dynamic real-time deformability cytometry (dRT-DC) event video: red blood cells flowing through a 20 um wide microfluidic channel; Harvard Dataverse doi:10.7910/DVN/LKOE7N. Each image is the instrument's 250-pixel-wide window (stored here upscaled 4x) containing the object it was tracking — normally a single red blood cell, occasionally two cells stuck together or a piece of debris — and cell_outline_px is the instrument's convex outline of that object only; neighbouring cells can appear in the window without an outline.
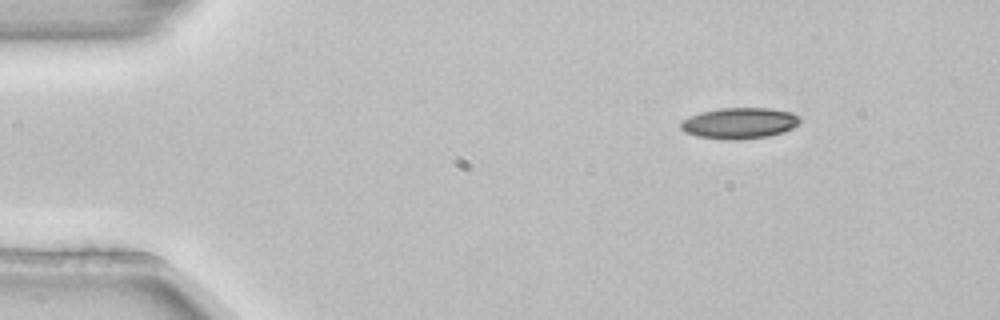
{"species": "common noctule bat (a hibernating species)", "species_latin": "Nyctalus noctula", "temperature_condition": "room temperature", "stored_images_in_passage": 7, "camera_frame_rate_fps": 3000, "um_per_image_px": 0.085, "animal": {"sex": "female", "body_mass_g": 22.7, "forearm_length_mm": 54.2}, "frame": {"image": 1, "passage_image": 7, "time_ms": 2.0, "image_size_px": [1000, 320], "cell_outline_px": [[800, 124], [784, 132], [768, 136], [740, 140], [728, 140], [696, 136], [684, 132], [680, 128], [680, 124], [684, 120], [700, 112], [720, 108], [768, 108], [792, 112], [800, 116]], "centroid_in_image_um": [62.88, 10.47], "position_along_channel_um": 22.1, "area_um2": 21.68}}